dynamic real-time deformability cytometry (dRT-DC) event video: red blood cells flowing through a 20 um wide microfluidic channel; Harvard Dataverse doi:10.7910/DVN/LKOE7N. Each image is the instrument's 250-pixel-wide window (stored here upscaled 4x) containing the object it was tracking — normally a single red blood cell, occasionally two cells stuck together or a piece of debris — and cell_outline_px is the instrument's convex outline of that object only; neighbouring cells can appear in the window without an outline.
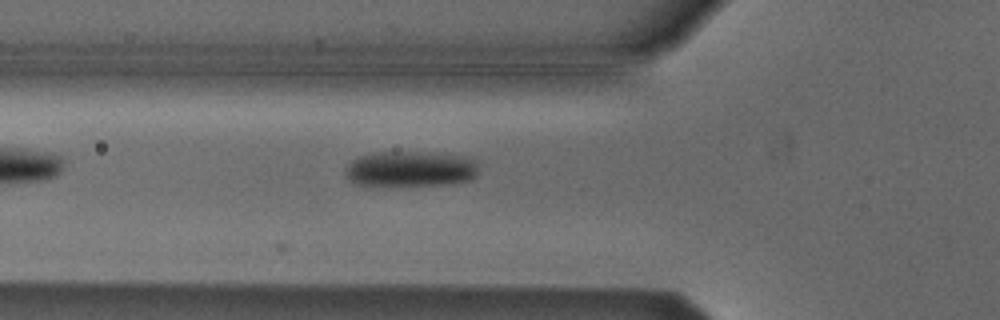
{"species": "Egyptian fruit bat (a non-hibernating species)", "species_latin": "Rousettus aegyptiacus", "temperature_condition": "cold", "stored_images_in_passage": 6, "camera_frame_rate_fps": 3000, "um_per_image_px": 0.085, "animal": {"sex": "male"}, "frame": {"image": 1, "passage_image": 6, "time_ms": 1.667, "image_size_px": [1000, 320], "cell_outline_px": [[476, 176], [472, 180], [448, 184], [368, 188], [356, 184], [348, 180], [344, 172], [344, 168], [352, 160], [360, 156], [380, 152], [412, 152], [464, 156], [476, 160]], "centroid_in_image_um": [34.8, 14.41], "position_along_channel_um": 91.0, "area_um2": 28.38}}